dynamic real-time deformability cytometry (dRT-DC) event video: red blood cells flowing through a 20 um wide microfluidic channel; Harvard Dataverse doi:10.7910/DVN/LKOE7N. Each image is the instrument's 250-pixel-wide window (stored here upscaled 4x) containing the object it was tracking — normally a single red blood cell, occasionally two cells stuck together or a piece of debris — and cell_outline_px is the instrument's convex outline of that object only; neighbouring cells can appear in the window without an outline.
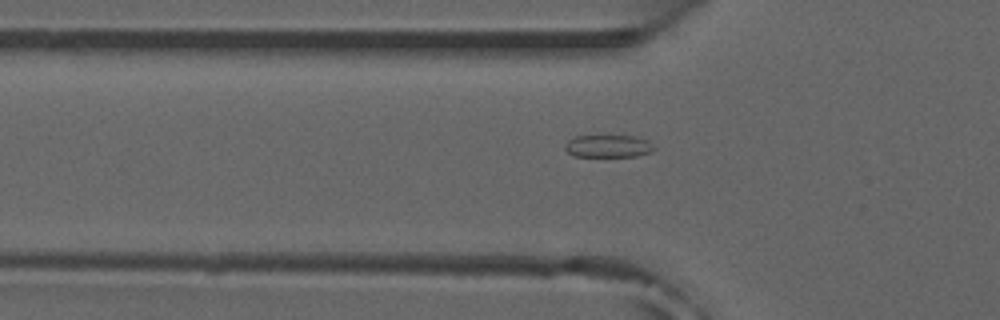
{"species": "common noctule bat (a hibernating species)", "species_latin": "Nyctalus noctula", "temperature_condition": "room temperature", "stored_images_in_passage": 35, "camera_frame_rate_fps": 3000, "um_per_image_px": 0.085, "animal": {"sex": "male", "forearm_length_mm": 52.5}, "frame": {"image": 1, "passage_image": 6, "time_ms": 1.667, "image_size_px": [1000, 320], "cell_outline_px": [[656, 148], [652, 152], [636, 156], [572, 156], [564, 148], [564, 144], [568, 140], [576, 136], [632, 136], [648, 140]], "centroid_in_image_um": [51.7, 12.42], "position_along_channel_um": 74.1, "area_um2": 11.68}}
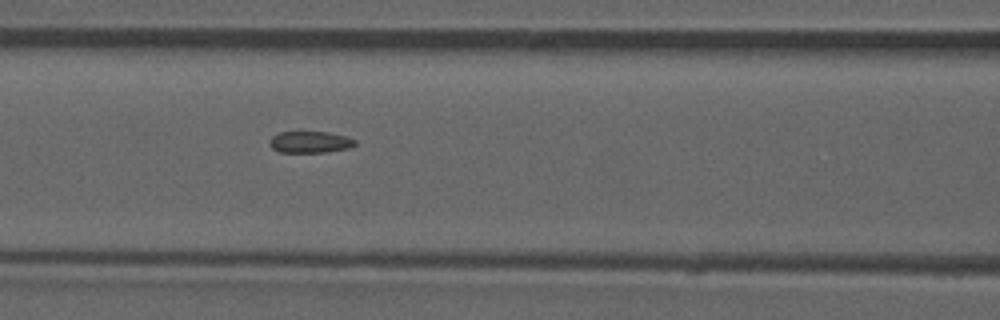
{"frame": {"image": 2, "passage_image": 11, "time_ms": 3.333, "image_size_px": [1000, 320], "cell_outline_px": [[356, 144], [348, 148], [328, 152], [280, 152], [272, 148], [268, 144], [268, 140], [272, 136], [280, 132], [328, 132], [348, 136], [356, 140]], "centroid_in_image_um": [26.35, 12.07], "position_along_channel_um": 140.2, "area_um2": 10.87}, "authors_computed_cell_mechanics": {"area_um2": 11.1554, "velocity_mm_per_s": 3.9172, "shape_relaxation_time_tau1_ms": null, "shape_relaxation_time_tau2_ms": 1.7212, "deformation_change_tau1": null, "deformation_change_tau2": 0.0665}}